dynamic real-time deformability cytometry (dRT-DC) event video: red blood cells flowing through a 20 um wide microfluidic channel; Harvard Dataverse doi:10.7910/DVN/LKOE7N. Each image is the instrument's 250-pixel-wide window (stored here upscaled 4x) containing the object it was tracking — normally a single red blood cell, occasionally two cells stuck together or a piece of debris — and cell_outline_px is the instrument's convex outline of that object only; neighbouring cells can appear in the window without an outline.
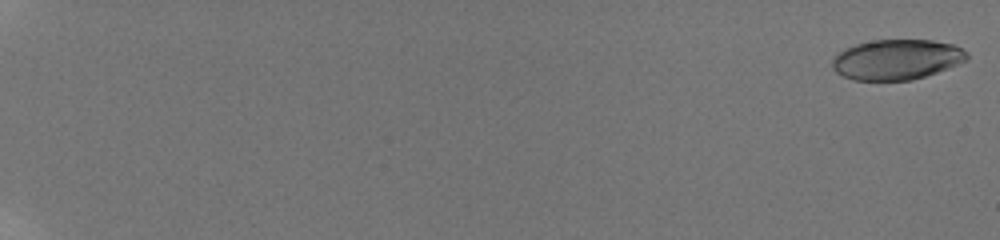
{"species": "human", "species_latin": "Homo sapiens", "temperature_condition": "room temperature", "stored_images_in_passage": 16, "camera_frame_rate_fps": 3000, "um_per_image_px": 0.085, "donor": {"sex": "male"}, "frame": {"image": 1, "passage_image": 1, "time_ms": 0.0, "image_size_px": [1000, 240], "cell_outline_px": [[968, 60], [948, 68], [912, 80], [852, 80], [836, 72], [832, 68], [832, 60], [840, 52], [856, 44], [876, 40], [932, 40], [952, 44], [968, 52]], "centroid_in_image_um": [76.24, 5.06], "position_along_channel_um": 8.8, "area_um2": 31.33}}